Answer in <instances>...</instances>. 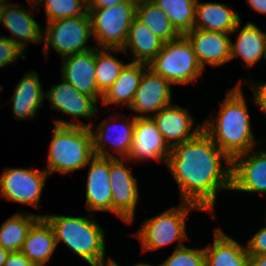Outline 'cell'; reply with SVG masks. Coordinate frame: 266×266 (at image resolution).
Masks as SVG:
<instances>
[{
    "label": "cell",
    "mask_w": 266,
    "mask_h": 266,
    "mask_svg": "<svg viewBox=\"0 0 266 266\" xmlns=\"http://www.w3.org/2000/svg\"><path fill=\"white\" fill-rule=\"evenodd\" d=\"M86 210L112 212L109 158L94 156L88 163Z\"/></svg>",
    "instance_id": "obj_19"
},
{
    "label": "cell",
    "mask_w": 266,
    "mask_h": 266,
    "mask_svg": "<svg viewBox=\"0 0 266 266\" xmlns=\"http://www.w3.org/2000/svg\"><path fill=\"white\" fill-rule=\"evenodd\" d=\"M148 1H151V0H128V2L134 4L135 6L140 5V4H144Z\"/></svg>",
    "instance_id": "obj_44"
},
{
    "label": "cell",
    "mask_w": 266,
    "mask_h": 266,
    "mask_svg": "<svg viewBox=\"0 0 266 266\" xmlns=\"http://www.w3.org/2000/svg\"><path fill=\"white\" fill-rule=\"evenodd\" d=\"M40 0H30L31 3L29 4H34V6H32L34 9L37 8V6L35 4H38ZM36 6V7H35Z\"/></svg>",
    "instance_id": "obj_45"
},
{
    "label": "cell",
    "mask_w": 266,
    "mask_h": 266,
    "mask_svg": "<svg viewBox=\"0 0 266 266\" xmlns=\"http://www.w3.org/2000/svg\"><path fill=\"white\" fill-rule=\"evenodd\" d=\"M96 48L63 58L61 73L66 82L98 101L102 98L96 82Z\"/></svg>",
    "instance_id": "obj_15"
},
{
    "label": "cell",
    "mask_w": 266,
    "mask_h": 266,
    "mask_svg": "<svg viewBox=\"0 0 266 266\" xmlns=\"http://www.w3.org/2000/svg\"><path fill=\"white\" fill-rule=\"evenodd\" d=\"M170 84L161 75L155 73L149 67L146 68L136 90L133 102L129 107L131 110L143 114L135 115V117H148L145 114H149V112H153V115H155L164 107L172 104Z\"/></svg>",
    "instance_id": "obj_14"
},
{
    "label": "cell",
    "mask_w": 266,
    "mask_h": 266,
    "mask_svg": "<svg viewBox=\"0 0 266 266\" xmlns=\"http://www.w3.org/2000/svg\"><path fill=\"white\" fill-rule=\"evenodd\" d=\"M136 6L130 2L111 8L88 9L93 38L101 48L123 49Z\"/></svg>",
    "instance_id": "obj_8"
},
{
    "label": "cell",
    "mask_w": 266,
    "mask_h": 266,
    "mask_svg": "<svg viewBox=\"0 0 266 266\" xmlns=\"http://www.w3.org/2000/svg\"><path fill=\"white\" fill-rule=\"evenodd\" d=\"M158 266H205L204 247L194 249L183 245L175 248L172 254Z\"/></svg>",
    "instance_id": "obj_33"
},
{
    "label": "cell",
    "mask_w": 266,
    "mask_h": 266,
    "mask_svg": "<svg viewBox=\"0 0 266 266\" xmlns=\"http://www.w3.org/2000/svg\"><path fill=\"white\" fill-rule=\"evenodd\" d=\"M29 13L11 2L6 3L3 13V26L12 34L6 38L18 45L23 51L28 42L37 44L42 42L43 28Z\"/></svg>",
    "instance_id": "obj_21"
},
{
    "label": "cell",
    "mask_w": 266,
    "mask_h": 266,
    "mask_svg": "<svg viewBox=\"0 0 266 266\" xmlns=\"http://www.w3.org/2000/svg\"><path fill=\"white\" fill-rule=\"evenodd\" d=\"M3 266H36L20 251L10 252Z\"/></svg>",
    "instance_id": "obj_37"
},
{
    "label": "cell",
    "mask_w": 266,
    "mask_h": 266,
    "mask_svg": "<svg viewBox=\"0 0 266 266\" xmlns=\"http://www.w3.org/2000/svg\"><path fill=\"white\" fill-rule=\"evenodd\" d=\"M43 2L47 22L89 15L88 0H40L38 5H41Z\"/></svg>",
    "instance_id": "obj_32"
},
{
    "label": "cell",
    "mask_w": 266,
    "mask_h": 266,
    "mask_svg": "<svg viewBox=\"0 0 266 266\" xmlns=\"http://www.w3.org/2000/svg\"><path fill=\"white\" fill-rule=\"evenodd\" d=\"M23 51L18 45L11 42L5 36L0 37V68L9 65L17 60L20 56L25 59Z\"/></svg>",
    "instance_id": "obj_34"
},
{
    "label": "cell",
    "mask_w": 266,
    "mask_h": 266,
    "mask_svg": "<svg viewBox=\"0 0 266 266\" xmlns=\"http://www.w3.org/2000/svg\"><path fill=\"white\" fill-rule=\"evenodd\" d=\"M250 266H266V255H250Z\"/></svg>",
    "instance_id": "obj_40"
},
{
    "label": "cell",
    "mask_w": 266,
    "mask_h": 266,
    "mask_svg": "<svg viewBox=\"0 0 266 266\" xmlns=\"http://www.w3.org/2000/svg\"><path fill=\"white\" fill-rule=\"evenodd\" d=\"M231 60L240 56L246 67H253L262 57L266 60V37L252 22L240 30L236 44L231 41Z\"/></svg>",
    "instance_id": "obj_27"
},
{
    "label": "cell",
    "mask_w": 266,
    "mask_h": 266,
    "mask_svg": "<svg viewBox=\"0 0 266 266\" xmlns=\"http://www.w3.org/2000/svg\"><path fill=\"white\" fill-rule=\"evenodd\" d=\"M10 252L0 246V266H3Z\"/></svg>",
    "instance_id": "obj_41"
},
{
    "label": "cell",
    "mask_w": 266,
    "mask_h": 266,
    "mask_svg": "<svg viewBox=\"0 0 266 266\" xmlns=\"http://www.w3.org/2000/svg\"><path fill=\"white\" fill-rule=\"evenodd\" d=\"M133 266H153V265H150V264H148V263H137V264H135V265H133Z\"/></svg>",
    "instance_id": "obj_46"
},
{
    "label": "cell",
    "mask_w": 266,
    "mask_h": 266,
    "mask_svg": "<svg viewBox=\"0 0 266 266\" xmlns=\"http://www.w3.org/2000/svg\"><path fill=\"white\" fill-rule=\"evenodd\" d=\"M169 17L180 35L193 29L197 0H152Z\"/></svg>",
    "instance_id": "obj_30"
},
{
    "label": "cell",
    "mask_w": 266,
    "mask_h": 266,
    "mask_svg": "<svg viewBox=\"0 0 266 266\" xmlns=\"http://www.w3.org/2000/svg\"><path fill=\"white\" fill-rule=\"evenodd\" d=\"M123 159L109 158V173L112 190V213L118 215L124 222L132 223L139 191L132 170L126 168Z\"/></svg>",
    "instance_id": "obj_11"
},
{
    "label": "cell",
    "mask_w": 266,
    "mask_h": 266,
    "mask_svg": "<svg viewBox=\"0 0 266 266\" xmlns=\"http://www.w3.org/2000/svg\"><path fill=\"white\" fill-rule=\"evenodd\" d=\"M164 42L157 38L152 31L136 17H134L129 28V35L125 46L124 54H127L128 48L133 53L132 62L149 63L159 54Z\"/></svg>",
    "instance_id": "obj_26"
},
{
    "label": "cell",
    "mask_w": 266,
    "mask_h": 266,
    "mask_svg": "<svg viewBox=\"0 0 266 266\" xmlns=\"http://www.w3.org/2000/svg\"><path fill=\"white\" fill-rule=\"evenodd\" d=\"M240 23L238 12L231 7L218 2L202 3L197 0L193 29L233 34L240 27Z\"/></svg>",
    "instance_id": "obj_20"
},
{
    "label": "cell",
    "mask_w": 266,
    "mask_h": 266,
    "mask_svg": "<svg viewBox=\"0 0 266 266\" xmlns=\"http://www.w3.org/2000/svg\"><path fill=\"white\" fill-rule=\"evenodd\" d=\"M48 175L44 169L5 167L0 176V194L8 201L30 205L38 209Z\"/></svg>",
    "instance_id": "obj_10"
},
{
    "label": "cell",
    "mask_w": 266,
    "mask_h": 266,
    "mask_svg": "<svg viewBox=\"0 0 266 266\" xmlns=\"http://www.w3.org/2000/svg\"><path fill=\"white\" fill-rule=\"evenodd\" d=\"M222 158L228 167L222 165ZM166 165L179 185L181 202L214 217L217 192L231 190V159L202 130L193 139L173 146Z\"/></svg>",
    "instance_id": "obj_1"
},
{
    "label": "cell",
    "mask_w": 266,
    "mask_h": 266,
    "mask_svg": "<svg viewBox=\"0 0 266 266\" xmlns=\"http://www.w3.org/2000/svg\"><path fill=\"white\" fill-rule=\"evenodd\" d=\"M227 33L192 29L184 36L191 43L197 61L205 68V64L221 66L231 60V39Z\"/></svg>",
    "instance_id": "obj_17"
},
{
    "label": "cell",
    "mask_w": 266,
    "mask_h": 266,
    "mask_svg": "<svg viewBox=\"0 0 266 266\" xmlns=\"http://www.w3.org/2000/svg\"><path fill=\"white\" fill-rule=\"evenodd\" d=\"M8 218L0 227V246L8 252L20 251L27 233L42 215L22 211Z\"/></svg>",
    "instance_id": "obj_28"
},
{
    "label": "cell",
    "mask_w": 266,
    "mask_h": 266,
    "mask_svg": "<svg viewBox=\"0 0 266 266\" xmlns=\"http://www.w3.org/2000/svg\"><path fill=\"white\" fill-rule=\"evenodd\" d=\"M147 64L130 62L124 66L116 81L102 95V104L121 103L128 107L133 102Z\"/></svg>",
    "instance_id": "obj_25"
},
{
    "label": "cell",
    "mask_w": 266,
    "mask_h": 266,
    "mask_svg": "<svg viewBox=\"0 0 266 266\" xmlns=\"http://www.w3.org/2000/svg\"><path fill=\"white\" fill-rule=\"evenodd\" d=\"M247 2L256 12L266 14V0H247Z\"/></svg>",
    "instance_id": "obj_39"
},
{
    "label": "cell",
    "mask_w": 266,
    "mask_h": 266,
    "mask_svg": "<svg viewBox=\"0 0 266 266\" xmlns=\"http://www.w3.org/2000/svg\"><path fill=\"white\" fill-rule=\"evenodd\" d=\"M135 121L136 117L133 116L131 120H129L128 118L125 120L124 123H119V127H115L113 123L108 124V119H104L96 128V131H93L92 123L77 124V122H67L61 119L54 120L55 125H82L88 127L91 131L92 150L94 156L117 159V157L111 154L109 150L105 151V144L109 143L110 147L112 146L114 151L118 153V155L121 157V159H123V161L126 160V162L132 147Z\"/></svg>",
    "instance_id": "obj_9"
},
{
    "label": "cell",
    "mask_w": 266,
    "mask_h": 266,
    "mask_svg": "<svg viewBox=\"0 0 266 266\" xmlns=\"http://www.w3.org/2000/svg\"><path fill=\"white\" fill-rule=\"evenodd\" d=\"M128 0H88V9L111 8L120 3H127Z\"/></svg>",
    "instance_id": "obj_38"
},
{
    "label": "cell",
    "mask_w": 266,
    "mask_h": 266,
    "mask_svg": "<svg viewBox=\"0 0 266 266\" xmlns=\"http://www.w3.org/2000/svg\"><path fill=\"white\" fill-rule=\"evenodd\" d=\"M110 52H123L122 49L102 48V51L96 47V82L99 91L104 94L107 89L116 81L121 70L126 64L119 61L116 56Z\"/></svg>",
    "instance_id": "obj_31"
},
{
    "label": "cell",
    "mask_w": 266,
    "mask_h": 266,
    "mask_svg": "<svg viewBox=\"0 0 266 266\" xmlns=\"http://www.w3.org/2000/svg\"><path fill=\"white\" fill-rule=\"evenodd\" d=\"M94 266H120L111 257L107 261L101 262Z\"/></svg>",
    "instance_id": "obj_42"
},
{
    "label": "cell",
    "mask_w": 266,
    "mask_h": 266,
    "mask_svg": "<svg viewBox=\"0 0 266 266\" xmlns=\"http://www.w3.org/2000/svg\"><path fill=\"white\" fill-rule=\"evenodd\" d=\"M254 152L231 160V190L266 194V150Z\"/></svg>",
    "instance_id": "obj_12"
},
{
    "label": "cell",
    "mask_w": 266,
    "mask_h": 266,
    "mask_svg": "<svg viewBox=\"0 0 266 266\" xmlns=\"http://www.w3.org/2000/svg\"><path fill=\"white\" fill-rule=\"evenodd\" d=\"M52 227L57 246L62 241L91 266L105 261V232L87 217L42 215Z\"/></svg>",
    "instance_id": "obj_3"
},
{
    "label": "cell",
    "mask_w": 266,
    "mask_h": 266,
    "mask_svg": "<svg viewBox=\"0 0 266 266\" xmlns=\"http://www.w3.org/2000/svg\"><path fill=\"white\" fill-rule=\"evenodd\" d=\"M246 249L249 255H266V226L250 238Z\"/></svg>",
    "instance_id": "obj_35"
},
{
    "label": "cell",
    "mask_w": 266,
    "mask_h": 266,
    "mask_svg": "<svg viewBox=\"0 0 266 266\" xmlns=\"http://www.w3.org/2000/svg\"><path fill=\"white\" fill-rule=\"evenodd\" d=\"M151 117L164 141L169 147L191 140L202 130L203 124H197L193 130L194 119L187 109L170 104ZM171 141V142H170Z\"/></svg>",
    "instance_id": "obj_13"
},
{
    "label": "cell",
    "mask_w": 266,
    "mask_h": 266,
    "mask_svg": "<svg viewBox=\"0 0 266 266\" xmlns=\"http://www.w3.org/2000/svg\"><path fill=\"white\" fill-rule=\"evenodd\" d=\"M45 93L42 89L39 75L30 71L22 77L15 88L12 100L13 115L15 119H33L37 111L42 107Z\"/></svg>",
    "instance_id": "obj_24"
},
{
    "label": "cell",
    "mask_w": 266,
    "mask_h": 266,
    "mask_svg": "<svg viewBox=\"0 0 266 266\" xmlns=\"http://www.w3.org/2000/svg\"><path fill=\"white\" fill-rule=\"evenodd\" d=\"M49 146L48 174L69 172L88 166L94 157L91 131L82 125H55Z\"/></svg>",
    "instance_id": "obj_4"
},
{
    "label": "cell",
    "mask_w": 266,
    "mask_h": 266,
    "mask_svg": "<svg viewBox=\"0 0 266 266\" xmlns=\"http://www.w3.org/2000/svg\"><path fill=\"white\" fill-rule=\"evenodd\" d=\"M6 0H0V22L3 21V13L6 6Z\"/></svg>",
    "instance_id": "obj_43"
},
{
    "label": "cell",
    "mask_w": 266,
    "mask_h": 266,
    "mask_svg": "<svg viewBox=\"0 0 266 266\" xmlns=\"http://www.w3.org/2000/svg\"><path fill=\"white\" fill-rule=\"evenodd\" d=\"M148 67L171 84L192 83L203 73L193 47L184 35L164 43Z\"/></svg>",
    "instance_id": "obj_6"
},
{
    "label": "cell",
    "mask_w": 266,
    "mask_h": 266,
    "mask_svg": "<svg viewBox=\"0 0 266 266\" xmlns=\"http://www.w3.org/2000/svg\"><path fill=\"white\" fill-rule=\"evenodd\" d=\"M249 85L254 93L255 104L261 109V112L266 115V82L257 83L256 81L254 85L250 82Z\"/></svg>",
    "instance_id": "obj_36"
},
{
    "label": "cell",
    "mask_w": 266,
    "mask_h": 266,
    "mask_svg": "<svg viewBox=\"0 0 266 266\" xmlns=\"http://www.w3.org/2000/svg\"><path fill=\"white\" fill-rule=\"evenodd\" d=\"M205 266H250L246 246L215 229L213 245L204 247Z\"/></svg>",
    "instance_id": "obj_22"
},
{
    "label": "cell",
    "mask_w": 266,
    "mask_h": 266,
    "mask_svg": "<svg viewBox=\"0 0 266 266\" xmlns=\"http://www.w3.org/2000/svg\"><path fill=\"white\" fill-rule=\"evenodd\" d=\"M61 80V83L53 85L51 90L45 93L51 108L69 114L77 120L78 117L90 118L99 113L96 99L78 91L63 78Z\"/></svg>",
    "instance_id": "obj_18"
},
{
    "label": "cell",
    "mask_w": 266,
    "mask_h": 266,
    "mask_svg": "<svg viewBox=\"0 0 266 266\" xmlns=\"http://www.w3.org/2000/svg\"><path fill=\"white\" fill-rule=\"evenodd\" d=\"M47 25L42 34L46 57L49 47L62 58L96 48L86 45L90 37H93L89 15L58 19L47 22Z\"/></svg>",
    "instance_id": "obj_7"
},
{
    "label": "cell",
    "mask_w": 266,
    "mask_h": 266,
    "mask_svg": "<svg viewBox=\"0 0 266 266\" xmlns=\"http://www.w3.org/2000/svg\"><path fill=\"white\" fill-rule=\"evenodd\" d=\"M135 17L164 43L178 39L181 36L173 27L169 17L152 0L137 5Z\"/></svg>",
    "instance_id": "obj_29"
},
{
    "label": "cell",
    "mask_w": 266,
    "mask_h": 266,
    "mask_svg": "<svg viewBox=\"0 0 266 266\" xmlns=\"http://www.w3.org/2000/svg\"><path fill=\"white\" fill-rule=\"evenodd\" d=\"M229 90L221 103L218 117L203 122V131L231 160L251 151L258 144L251 130L248 107L240 86Z\"/></svg>",
    "instance_id": "obj_2"
},
{
    "label": "cell",
    "mask_w": 266,
    "mask_h": 266,
    "mask_svg": "<svg viewBox=\"0 0 266 266\" xmlns=\"http://www.w3.org/2000/svg\"><path fill=\"white\" fill-rule=\"evenodd\" d=\"M191 210H201L198 206L181 202L163 213L147 219L134 235L141 241L142 251H153L179 241L176 248L182 247L188 238L186 217Z\"/></svg>",
    "instance_id": "obj_5"
},
{
    "label": "cell",
    "mask_w": 266,
    "mask_h": 266,
    "mask_svg": "<svg viewBox=\"0 0 266 266\" xmlns=\"http://www.w3.org/2000/svg\"><path fill=\"white\" fill-rule=\"evenodd\" d=\"M56 248L52 227L40 217L29 229L20 252L36 266H45Z\"/></svg>",
    "instance_id": "obj_23"
},
{
    "label": "cell",
    "mask_w": 266,
    "mask_h": 266,
    "mask_svg": "<svg viewBox=\"0 0 266 266\" xmlns=\"http://www.w3.org/2000/svg\"><path fill=\"white\" fill-rule=\"evenodd\" d=\"M171 147L164 141L151 117L136 118L131 151L127 160L156 159L167 162Z\"/></svg>",
    "instance_id": "obj_16"
}]
</instances>
